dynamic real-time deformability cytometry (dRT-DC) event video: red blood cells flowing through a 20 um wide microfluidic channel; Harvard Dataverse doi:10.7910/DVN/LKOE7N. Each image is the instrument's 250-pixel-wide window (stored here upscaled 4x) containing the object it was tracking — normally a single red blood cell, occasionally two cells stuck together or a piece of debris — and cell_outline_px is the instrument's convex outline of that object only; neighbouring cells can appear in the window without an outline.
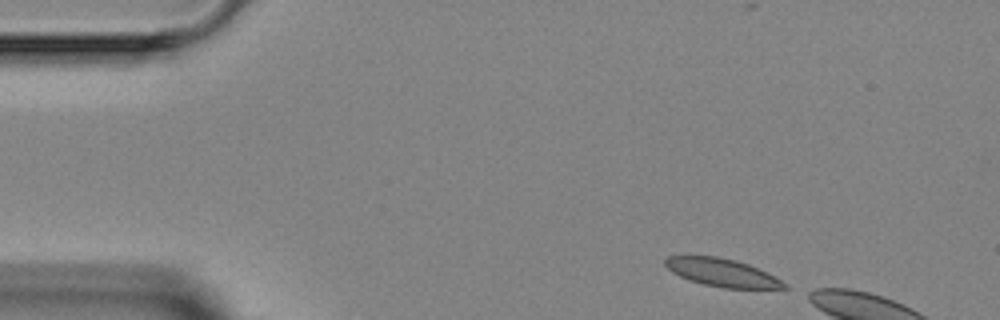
{"species": "Egyptian fruit bat (a non-hibernating species)", "species_latin": "Rousettus aegyptiacus", "temperature_condition": "room temperature", "stored_images_in_passage": 3, "camera_frame_rate_fps": 3000, "um_per_image_px": 0.085, "animal": {"sex": "female"}, "frame": {"image": 1, "passage_image": 1, "time_ms": 0.0, "image_size_px": [1000, 320], "cell_outline_px": [[788, 288], [724, 288], [704, 284], [680, 276], [672, 272], [664, 264], [664, 260], [668, 256], [716, 256], [736, 260], [748, 264], [788, 284]], "centroid_in_image_um": [61.34, 23.16], "position_along_channel_um": 23.7, "area_um2": 18.96}}